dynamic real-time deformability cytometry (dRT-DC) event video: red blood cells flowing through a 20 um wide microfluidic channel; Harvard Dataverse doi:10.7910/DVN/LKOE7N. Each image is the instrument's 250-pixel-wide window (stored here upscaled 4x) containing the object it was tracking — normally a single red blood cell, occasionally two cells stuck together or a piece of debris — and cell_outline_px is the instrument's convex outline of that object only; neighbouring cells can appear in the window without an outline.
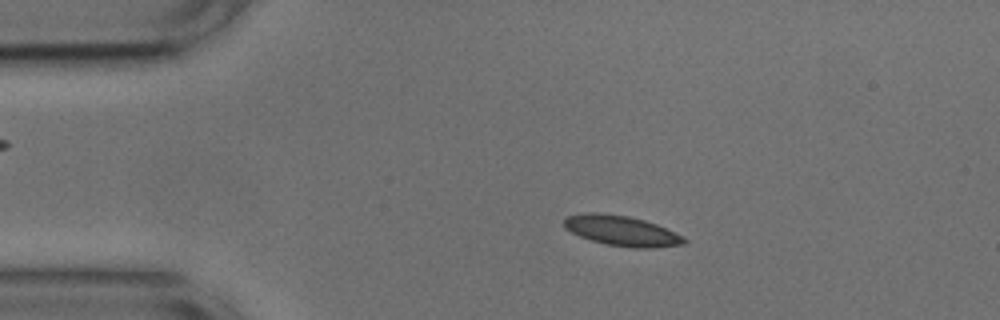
{"species": "common noctule bat (a hibernating species)", "species_latin": "Nyctalus noctula", "temperature_condition": "cold", "stored_images_in_passage": 52, "camera_frame_rate_fps": 3000, "um_per_image_px": 0.085, "animal": {"sex": "male", "body_mass_g": 17.9, "forearm_length_mm": 54.2}, "frame": {"image": 1, "passage_image": 9, "time_ms": 2.667, "image_size_px": [1000, 320], "cell_outline_px": [[688, 240], [684, 244], [652, 248], [632, 248], [604, 244], [580, 236], [564, 228], [564, 216], [584, 212], [600, 212], [628, 216], [644, 220], [656, 224], [684, 236]], "centroid_in_image_um": [52.82, 19.61], "position_along_channel_um": 32.2, "area_um2": 21.33}}
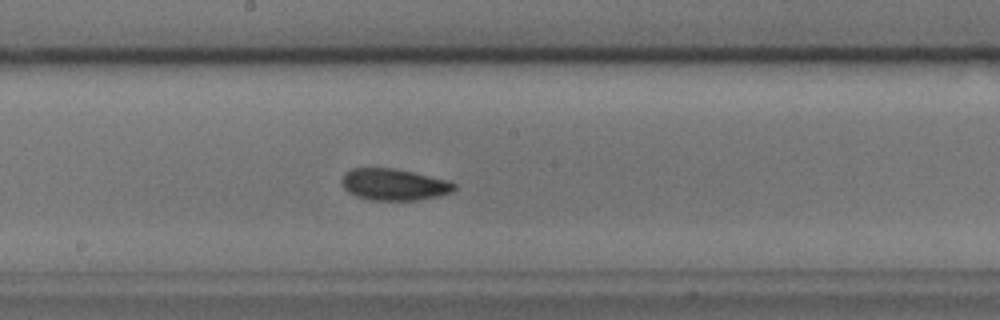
{"frame": {"image": 2, "passage_image": 27, "time_ms": 8.667, "image_size_px": [1000, 320], "cell_outline_px": [[456, 188], [452, 192], [440, 196], [416, 200], [368, 200], [356, 196], [348, 192], [344, 188], [340, 180], [352, 168], [392, 168], [412, 172], [448, 180], [456, 184]], "centroid_in_image_um": [33.5, 15.69], "position_along_channel_um": 214.7, "area_um2": 20.69}}
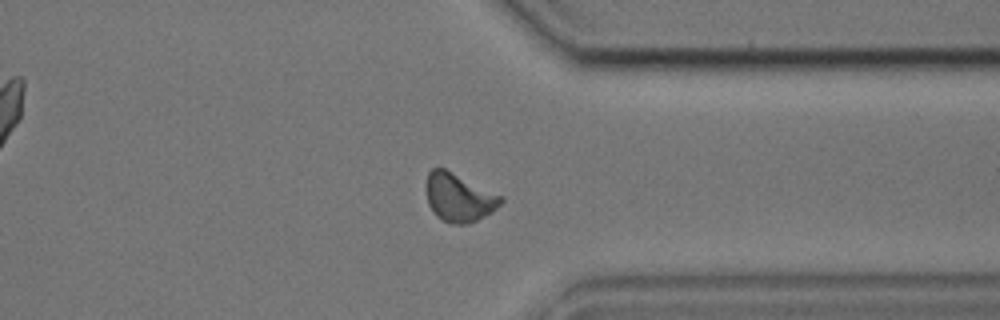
{"frame": {"image": 3, "passage_image": 40, "time_ms": 13.0, "image_size_px": [1000, 320], "cell_outline_px": [[504, 200], [492, 212], [468, 224], [448, 224], [436, 216], [432, 212], [428, 204], [428, 172], [432, 168], [444, 168], [504, 196]], "centroid_in_image_um": [39.03, 16.81], "position_along_channel_um": 372.4, "area_um2": 20.92}, "authors_computed_cell_mechanics": {"area_um2": 20.2589, "velocity_mm_per_s": 3.7157, "shape_relaxation_time_tau1_ms": 3.449, "shape_relaxation_time_tau2_ms": 4.3534, "deformation_change_tau1": 0.0973, "deformation_change_tau2": 0.0781}}